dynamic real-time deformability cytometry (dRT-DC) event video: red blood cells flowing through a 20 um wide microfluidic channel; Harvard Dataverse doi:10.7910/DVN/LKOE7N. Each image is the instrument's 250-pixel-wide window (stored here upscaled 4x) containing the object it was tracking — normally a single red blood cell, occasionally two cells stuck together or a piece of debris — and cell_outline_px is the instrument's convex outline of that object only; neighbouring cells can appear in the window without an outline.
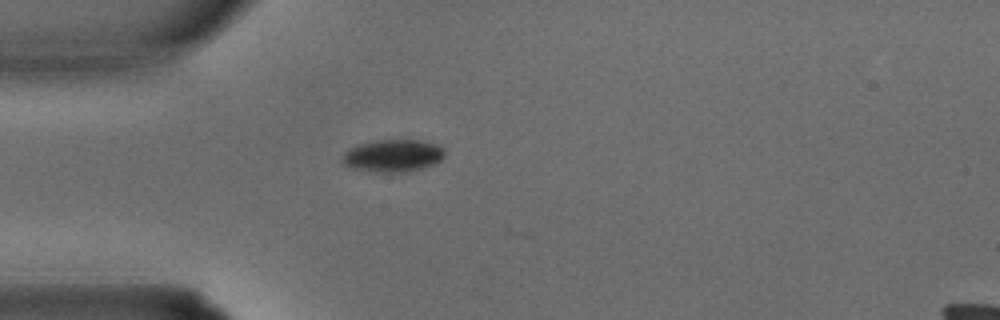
{"species": "common noctule bat (a hibernating species)", "species_latin": "Nyctalus noctula", "temperature_condition": "warm", "stored_images_in_passage": 1, "camera_frame_rate_fps": 3000, "um_per_image_px": 0.085, "animal": {"sex": "male", "body_mass_g": 15.6}, "frame": {"image": 1, "passage_image": 1, "time_ms": 0.0, "image_size_px": [1000, 320], "cell_outline_px": [[444, 156], [436, 164], [424, 168], [408, 172], [368, 172], [352, 168], [344, 164], [340, 160], [344, 152], [360, 144], [376, 140], [420, 140], [436, 144], [444, 148]], "centroid_in_image_um": [33.41, 13.25], "position_along_channel_um": 51.6, "area_um2": 19.54}}